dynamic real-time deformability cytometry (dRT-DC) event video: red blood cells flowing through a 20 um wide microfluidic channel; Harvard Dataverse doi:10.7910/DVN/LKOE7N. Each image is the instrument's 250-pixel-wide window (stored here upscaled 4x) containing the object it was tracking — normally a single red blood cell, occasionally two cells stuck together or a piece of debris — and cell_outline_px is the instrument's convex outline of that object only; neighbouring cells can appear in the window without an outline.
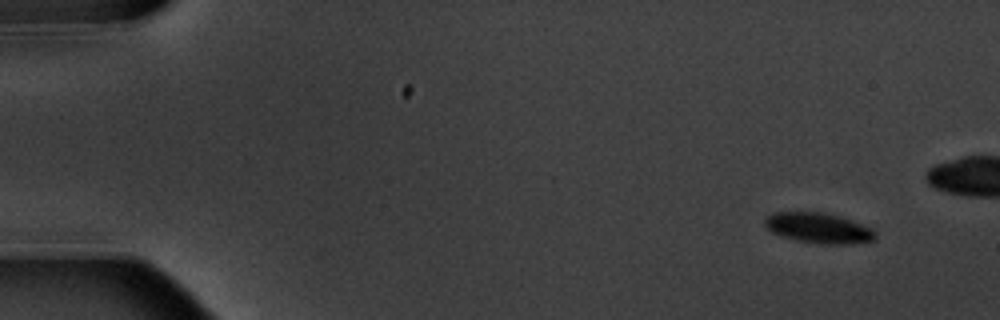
{"species": "common noctule bat (a hibernating species)", "species_latin": "Nyctalus noctula", "temperature_condition": "warm", "stored_images_in_passage": 5, "camera_frame_rate_fps": 3000, "um_per_image_px": 0.085, "animal": {"sex": "male", "body_mass_g": 20.1, "forearm_length_mm": 53.5}, "frame": {"image": 1, "passage_image": 1, "time_ms": 0.0, "image_size_px": [1000, 320], "cell_outline_px": [[876, 240], [848, 244], [824, 244], [796, 240], [772, 232], [764, 224], [764, 220], [772, 212], [820, 212], [840, 216], [852, 220], [872, 228], [876, 232]], "centroid_in_image_um": [69.61, 19.38], "position_along_channel_um": 15.4, "area_um2": 19.48}}